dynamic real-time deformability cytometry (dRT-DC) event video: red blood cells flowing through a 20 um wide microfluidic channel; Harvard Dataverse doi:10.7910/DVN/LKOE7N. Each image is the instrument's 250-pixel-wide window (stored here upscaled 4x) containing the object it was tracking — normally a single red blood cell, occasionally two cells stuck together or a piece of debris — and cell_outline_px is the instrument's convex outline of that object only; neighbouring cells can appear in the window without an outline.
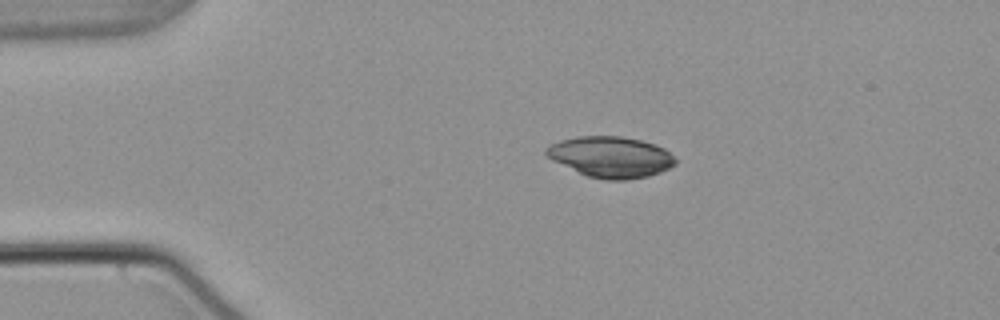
{"species": "common noctule bat (a hibernating species)", "species_latin": "Nyctalus noctula", "temperature_condition": "warm", "stored_images_in_passage": 44, "camera_frame_rate_fps": 3000, "um_per_image_px": 0.085, "animal": {"sex": "male", "body_mass_g": 21.5, "forearm_length_mm": 52.0}, "frame": {"image": 1, "passage_image": 1, "time_ms": 0.0, "image_size_px": [1000, 320], "cell_outline_px": [[676, 164], [660, 172], [648, 176], [628, 180], [604, 180], [588, 176], [552, 160], [544, 152], [544, 148], [560, 140], [580, 136], [620, 136], [640, 140], [656, 144], [664, 148], [676, 160]], "centroid_in_image_um": [51.91, 13.34], "position_along_channel_um": 33.1, "area_um2": 30.69}}
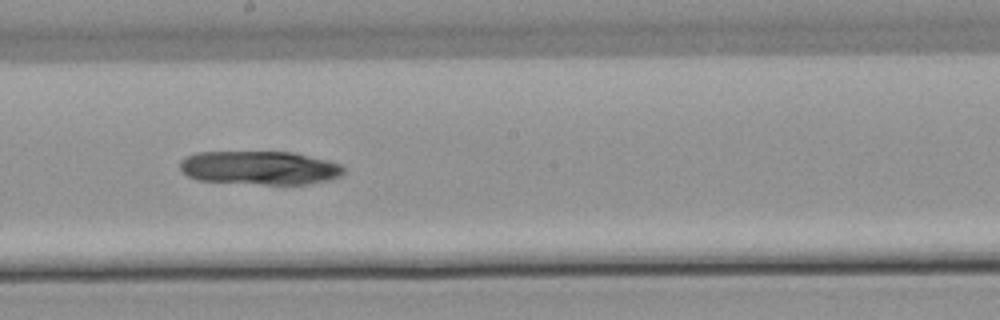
{"frame": {"image": 2, "passage_image": 20, "time_ms": 6.333, "image_size_px": [1000, 320], "cell_outline_px": [[344, 172], [340, 176], [328, 180], [308, 184], [264, 184], [196, 180], [188, 176], [180, 168], [180, 160], [184, 156], [196, 152], [292, 152], [328, 160], [340, 164], [344, 168]], "centroid_in_image_um": [22.05, 14.26], "position_along_channel_um": 226.1, "area_um2": 32.14}}
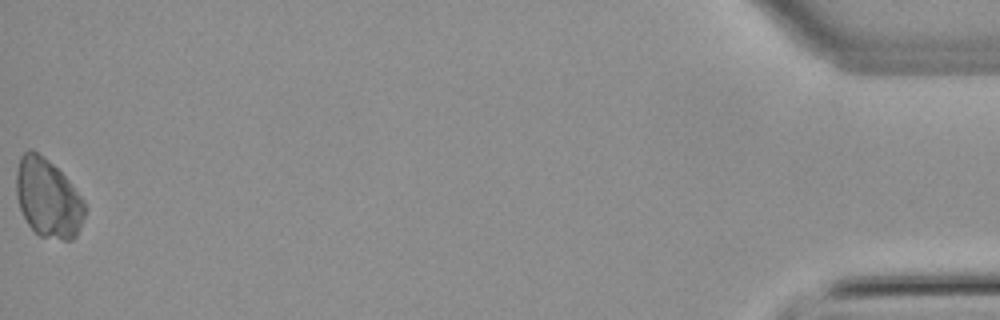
{"frame": {"image": 3, "passage_image": 44, "time_ms": 14.333, "image_size_px": [1000, 320], "cell_outline_px": [[84, 216], [76, 236], [72, 240], [64, 240], [40, 236], [28, 224], [20, 208], [16, 196], [16, 172], [20, 156], [28, 148], [32, 148], [44, 156], [68, 180], [84, 200]], "centroid_in_image_um": [4.05, 16.82], "position_along_channel_um": 431.1, "area_um2": 31.27}}